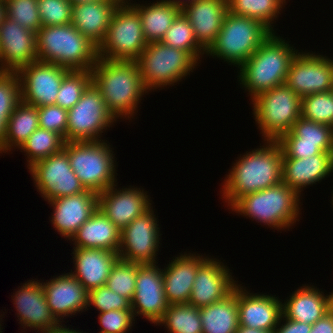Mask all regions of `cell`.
<instances>
[{
	"label": "cell",
	"instance_id": "obj_49",
	"mask_svg": "<svg viewBox=\"0 0 333 333\" xmlns=\"http://www.w3.org/2000/svg\"><path fill=\"white\" fill-rule=\"evenodd\" d=\"M309 333H333V308L312 325Z\"/></svg>",
	"mask_w": 333,
	"mask_h": 333
},
{
	"label": "cell",
	"instance_id": "obj_44",
	"mask_svg": "<svg viewBox=\"0 0 333 333\" xmlns=\"http://www.w3.org/2000/svg\"><path fill=\"white\" fill-rule=\"evenodd\" d=\"M88 307H95L100 313L110 310L131 309V302L113 292L106 285L88 291Z\"/></svg>",
	"mask_w": 333,
	"mask_h": 333
},
{
	"label": "cell",
	"instance_id": "obj_1",
	"mask_svg": "<svg viewBox=\"0 0 333 333\" xmlns=\"http://www.w3.org/2000/svg\"><path fill=\"white\" fill-rule=\"evenodd\" d=\"M260 148L246 152L236 160L223 184L222 198L228 207L240 197L282 182L283 153L276 140H265Z\"/></svg>",
	"mask_w": 333,
	"mask_h": 333
},
{
	"label": "cell",
	"instance_id": "obj_25",
	"mask_svg": "<svg viewBox=\"0 0 333 333\" xmlns=\"http://www.w3.org/2000/svg\"><path fill=\"white\" fill-rule=\"evenodd\" d=\"M228 12L227 0H196L181 9L198 44L207 51L216 40Z\"/></svg>",
	"mask_w": 333,
	"mask_h": 333
},
{
	"label": "cell",
	"instance_id": "obj_17",
	"mask_svg": "<svg viewBox=\"0 0 333 333\" xmlns=\"http://www.w3.org/2000/svg\"><path fill=\"white\" fill-rule=\"evenodd\" d=\"M156 264L138 263L135 293L131 301L134 317L142 315L154 324L169 306L164 293L163 269Z\"/></svg>",
	"mask_w": 333,
	"mask_h": 333
},
{
	"label": "cell",
	"instance_id": "obj_20",
	"mask_svg": "<svg viewBox=\"0 0 333 333\" xmlns=\"http://www.w3.org/2000/svg\"><path fill=\"white\" fill-rule=\"evenodd\" d=\"M116 186L114 183L98 193V208L122 231L135 218L148 211L152 204L143 189L132 186L117 190Z\"/></svg>",
	"mask_w": 333,
	"mask_h": 333
},
{
	"label": "cell",
	"instance_id": "obj_43",
	"mask_svg": "<svg viewBox=\"0 0 333 333\" xmlns=\"http://www.w3.org/2000/svg\"><path fill=\"white\" fill-rule=\"evenodd\" d=\"M37 6L42 26L71 24L70 0H38Z\"/></svg>",
	"mask_w": 333,
	"mask_h": 333
},
{
	"label": "cell",
	"instance_id": "obj_39",
	"mask_svg": "<svg viewBox=\"0 0 333 333\" xmlns=\"http://www.w3.org/2000/svg\"><path fill=\"white\" fill-rule=\"evenodd\" d=\"M301 117L333 127V90L301 98Z\"/></svg>",
	"mask_w": 333,
	"mask_h": 333
},
{
	"label": "cell",
	"instance_id": "obj_15",
	"mask_svg": "<svg viewBox=\"0 0 333 333\" xmlns=\"http://www.w3.org/2000/svg\"><path fill=\"white\" fill-rule=\"evenodd\" d=\"M70 70L53 63L35 61L18 72L21 101L36 107L54 105L63 78Z\"/></svg>",
	"mask_w": 333,
	"mask_h": 333
},
{
	"label": "cell",
	"instance_id": "obj_24",
	"mask_svg": "<svg viewBox=\"0 0 333 333\" xmlns=\"http://www.w3.org/2000/svg\"><path fill=\"white\" fill-rule=\"evenodd\" d=\"M239 325L274 330L282 316V302L275 296L250 293L237 285Z\"/></svg>",
	"mask_w": 333,
	"mask_h": 333
},
{
	"label": "cell",
	"instance_id": "obj_18",
	"mask_svg": "<svg viewBox=\"0 0 333 333\" xmlns=\"http://www.w3.org/2000/svg\"><path fill=\"white\" fill-rule=\"evenodd\" d=\"M37 61V35L4 17L0 24V72H18Z\"/></svg>",
	"mask_w": 333,
	"mask_h": 333
},
{
	"label": "cell",
	"instance_id": "obj_7",
	"mask_svg": "<svg viewBox=\"0 0 333 333\" xmlns=\"http://www.w3.org/2000/svg\"><path fill=\"white\" fill-rule=\"evenodd\" d=\"M104 141H75L64 145L73 172L86 190L96 193L113 186L117 178L112 148Z\"/></svg>",
	"mask_w": 333,
	"mask_h": 333
},
{
	"label": "cell",
	"instance_id": "obj_8",
	"mask_svg": "<svg viewBox=\"0 0 333 333\" xmlns=\"http://www.w3.org/2000/svg\"><path fill=\"white\" fill-rule=\"evenodd\" d=\"M253 114L265 140H277L301 117V97L286 84L252 99Z\"/></svg>",
	"mask_w": 333,
	"mask_h": 333
},
{
	"label": "cell",
	"instance_id": "obj_6",
	"mask_svg": "<svg viewBox=\"0 0 333 333\" xmlns=\"http://www.w3.org/2000/svg\"><path fill=\"white\" fill-rule=\"evenodd\" d=\"M271 33L272 31L260 21L236 16L228 11L216 40L205 54L217 56L239 68Z\"/></svg>",
	"mask_w": 333,
	"mask_h": 333
},
{
	"label": "cell",
	"instance_id": "obj_22",
	"mask_svg": "<svg viewBox=\"0 0 333 333\" xmlns=\"http://www.w3.org/2000/svg\"><path fill=\"white\" fill-rule=\"evenodd\" d=\"M53 206L52 224L65 238L71 239L77 230L98 208V193L86 190L82 193L48 201Z\"/></svg>",
	"mask_w": 333,
	"mask_h": 333
},
{
	"label": "cell",
	"instance_id": "obj_30",
	"mask_svg": "<svg viewBox=\"0 0 333 333\" xmlns=\"http://www.w3.org/2000/svg\"><path fill=\"white\" fill-rule=\"evenodd\" d=\"M332 308L333 292L327 296L313 285H303L282 303V315L290 320L313 325Z\"/></svg>",
	"mask_w": 333,
	"mask_h": 333
},
{
	"label": "cell",
	"instance_id": "obj_4",
	"mask_svg": "<svg viewBox=\"0 0 333 333\" xmlns=\"http://www.w3.org/2000/svg\"><path fill=\"white\" fill-rule=\"evenodd\" d=\"M37 35V61L53 63L70 71L91 70L97 46L72 24L42 26Z\"/></svg>",
	"mask_w": 333,
	"mask_h": 333
},
{
	"label": "cell",
	"instance_id": "obj_10",
	"mask_svg": "<svg viewBox=\"0 0 333 333\" xmlns=\"http://www.w3.org/2000/svg\"><path fill=\"white\" fill-rule=\"evenodd\" d=\"M147 44L138 12L131 5H119L97 47V56L112 61H137Z\"/></svg>",
	"mask_w": 333,
	"mask_h": 333
},
{
	"label": "cell",
	"instance_id": "obj_54",
	"mask_svg": "<svg viewBox=\"0 0 333 333\" xmlns=\"http://www.w3.org/2000/svg\"><path fill=\"white\" fill-rule=\"evenodd\" d=\"M5 14H6L5 2H4V0H0V24L2 23L4 17L6 16Z\"/></svg>",
	"mask_w": 333,
	"mask_h": 333
},
{
	"label": "cell",
	"instance_id": "obj_28",
	"mask_svg": "<svg viewBox=\"0 0 333 333\" xmlns=\"http://www.w3.org/2000/svg\"><path fill=\"white\" fill-rule=\"evenodd\" d=\"M333 172V152L300 159L283 158L282 182L293 189L299 196L303 187L316 184Z\"/></svg>",
	"mask_w": 333,
	"mask_h": 333
},
{
	"label": "cell",
	"instance_id": "obj_56",
	"mask_svg": "<svg viewBox=\"0 0 333 333\" xmlns=\"http://www.w3.org/2000/svg\"><path fill=\"white\" fill-rule=\"evenodd\" d=\"M114 2H116L119 5H129L130 3H128V0H113Z\"/></svg>",
	"mask_w": 333,
	"mask_h": 333
},
{
	"label": "cell",
	"instance_id": "obj_33",
	"mask_svg": "<svg viewBox=\"0 0 333 333\" xmlns=\"http://www.w3.org/2000/svg\"><path fill=\"white\" fill-rule=\"evenodd\" d=\"M202 333H235L239 325L237 286L226 299L199 308Z\"/></svg>",
	"mask_w": 333,
	"mask_h": 333
},
{
	"label": "cell",
	"instance_id": "obj_45",
	"mask_svg": "<svg viewBox=\"0 0 333 333\" xmlns=\"http://www.w3.org/2000/svg\"><path fill=\"white\" fill-rule=\"evenodd\" d=\"M21 102V84L17 72H0V113H12Z\"/></svg>",
	"mask_w": 333,
	"mask_h": 333
},
{
	"label": "cell",
	"instance_id": "obj_53",
	"mask_svg": "<svg viewBox=\"0 0 333 333\" xmlns=\"http://www.w3.org/2000/svg\"><path fill=\"white\" fill-rule=\"evenodd\" d=\"M170 3L176 5L178 8L182 9L190 3L195 2L196 0H168Z\"/></svg>",
	"mask_w": 333,
	"mask_h": 333
},
{
	"label": "cell",
	"instance_id": "obj_3",
	"mask_svg": "<svg viewBox=\"0 0 333 333\" xmlns=\"http://www.w3.org/2000/svg\"><path fill=\"white\" fill-rule=\"evenodd\" d=\"M274 32L242 64L238 79L254 99L259 94L285 84L290 64L298 50Z\"/></svg>",
	"mask_w": 333,
	"mask_h": 333
},
{
	"label": "cell",
	"instance_id": "obj_40",
	"mask_svg": "<svg viewBox=\"0 0 333 333\" xmlns=\"http://www.w3.org/2000/svg\"><path fill=\"white\" fill-rule=\"evenodd\" d=\"M137 268V262L119 258L113 265L105 285L131 302L135 293Z\"/></svg>",
	"mask_w": 333,
	"mask_h": 333
},
{
	"label": "cell",
	"instance_id": "obj_12",
	"mask_svg": "<svg viewBox=\"0 0 333 333\" xmlns=\"http://www.w3.org/2000/svg\"><path fill=\"white\" fill-rule=\"evenodd\" d=\"M28 169L44 200L50 201L86 191L73 172L64 148L34 163Z\"/></svg>",
	"mask_w": 333,
	"mask_h": 333
},
{
	"label": "cell",
	"instance_id": "obj_14",
	"mask_svg": "<svg viewBox=\"0 0 333 333\" xmlns=\"http://www.w3.org/2000/svg\"><path fill=\"white\" fill-rule=\"evenodd\" d=\"M157 223L150 208L128 224L120 233L119 258L140 264L156 263L161 235Z\"/></svg>",
	"mask_w": 333,
	"mask_h": 333
},
{
	"label": "cell",
	"instance_id": "obj_55",
	"mask_svg": "<svg viewBox=\"0 0 333 333\" xmlns=\"http://www.w3.org/2000/svg\"><path fill=\"white\" fill-rule=\"evenodd\" d=\"M72 4L74 3H83V2H91V1H103V0H70Z\"/></svg>",
	"mask_w": 333,
	"mask_h": 333
},
{
	"label": "cell",
	"instance_id": "obj_19",
	"mask_svg": "<svg viewBox=\"0 0 333 333\" xmlns=\"http://www.w3.org/2000/svg\"><path fill=\"white\" fill-rule=\"evenodd\" d=\"M227 266L209 257L198 267L188 304L201 308L220 302L238 285Z\"/></svg>",
	"mask_w": 333,
	"mask_h": 333
},
{
	"label": "cell",
	"instance_id": "obj_27",
	"mask_svg": "<svg viewBox=\"0 0 333 333\" xmlns=\"http://www.w3.org/2000/svg\"><path fill=\"white\" fill-rule=\"evenodd\" d=\"M76 268L70 272L87 291L104 286L111 269L119 259L117 252L98 248H73Z\"/></svg>",
	"mask_w": 333,
	"mask_h": 333
},
{
	"label": "cell",
	"instance_id": "obj_5",
	"mask_svg": "<svg viewBox=\"0 0 333 333\" xmlns=\"http://www.w3.org/2000/svg\"><path fill=\"white\" fill-rule=\"evenodd\" d=\"M299 200L300 196L281 182L240 197L230 208L271 228L289 229L300 215Z\"/></svg>",
	"mask_w": 333,
	"mask_h": 333
},
{
	"label": "cell",
	"instance_id": "obj_31",
	"mask_svg": "<svg viewBox=\"0 0 333 333\" xmlns=\"http://www.w3.org/2000/svg\"><path fill=\"white\" fill-rule=\"evenodd\" d=\"M121 231L97 208L77 230L71 240L73 248H98L117 252L120 248Z\"/></svg>",
	"mask_w": 333,
	"mask_h": 333
},
{
	"label": "cell",
	"instance_id": "obj_34",
	"mask_svg": "<svg viewBox=\"0 0 333 333\" xmlns=\"http://www.w3.org/2000/svg\"><path fill=\"white\" fill-rule=\"evenodd\" d=\"M38 127V107L21 101L7 120L0 153L11 151L13 147L20 148Z\"/></svg>",
	"mask_w": 333,
	"mask_h": 333
},
{
	"label": "cell",
	"instance_id": "obj_47",
	"mask_svg": "<svg viewBox=\"0 0 333 333\" xmlns=\"http://www.w3.org/2000/svg\"><path fill=\"white\" fill-rule=\"evenodd\" d=\"M98 318L102 326L99 333H126L135 321L132 309L102 312Z\"/></svg>",
	"mask_w": 333,
	"mask_h": 333
},
{
	"label": "cell",
	"instance_id": "obj_21",
	"mask_svg": "<svg viewBox=\"0 0 333 333\" xmlns=\"http://www.w3.org/2000/svg\"><path fill=\"white\" fill-rule=\"evenodd\" d=\"M29 281L16 291L12 297L13 304L16 305L17 317L24 329L26 327L34 328V331L40 330V333H44L54 328L59 321L47 305L42 282Z\"/></svg>",
	"mask_w": 333,
	"mask_h": 333
},
{
	"label": "cell",
	"instance_id": "obj_16",
	"mask_svg": "<svg viewBox=\"0 0 333 333\" xmlns=\"http://www.w3.org/2000/svg\"><path fill=\"white\" fill-rule=\"evenodd\" d=\"M276 141L282 149V158L305 159L333 152V127L300 117L290 131Z\"/></svg>",
	"mask_w": 333,
	"mask_h": 333
},
{
	"label": "cell",
	"instance_id": "obj_36",
	"mask_svg": "<svg viewBox=\"0 0 333 333\" xmlns=\"http://www.w3.org/2000/svg\"><path fill=\"white\" fill-rule=\"evenodd\" d=\"M65 139L56 132L38 127L20 146L28 157V168L34 163L59 152L64 148Z\"/></svg>",
	"mask_w": 333,
	"mask_h": 333
},
{
	"label": "cell",
	"instance_id": "obj_50",
	"mask_svg": "<svg viewBox=\"0 0 333 333\" xmlns=\"http://www.w3.org/2000/svg\"><path fill=\"white\" fill-rule=\"evenodd\" d=\"M12 113H0V145L3 143L6 133V123Z\"/></svg>",
	"mask_w": 333,
	"mask_h": 333
},
{
	"label": "cell",
	"instance_id": "obj_52",
	"mask_svg": "<svg viewBox=\"0 0 333 333\" xmlns=\"http://www.w3.org/2000/svg\"><path fill=\"white\" fill-rule=\"evenodd\" d=\"M61 323L62 322H59L54 328H51L44 333H82V332H78L77 330H73V328L69 329V327L67 328L65 325L63 326Z\"/></svg>",
	"mask_w": 333,
	"mask_h": 333
},
{
	"label": "cell",
	"instance_id": "obj_46",
	"mask_svg": "<svg viewBox=\"0 0 333 333\" xmlns=\"http://www.w3.org/2000/svg\"><path fill=\"white\" fill-rule=\"evenodd\" d=\"M67 117L68 110L58 105L38 107L39 127L56 132L67 142Z\"/></svg>",
	"mask_w": 333,
	"mask_h": 333
},
{
	"label": "cell",
	"instance_id": "obj_2",
	"mask_svg": "<svg viewBox=\"0 0 333 333\" xmlns=\"http://www.w3.org/2000/svg\"><path fill=\"white\" fill-rule=\"evenodd\" d=\"M91 74L92 82L115 118L125 116L129 119L134 116L140 98L148 93L136 61L98 58Z\"/></svg>",
	"mask_w": 333,
	"mask_h": 333
},
{
	"label": "cell",
	"instance_id": "obj_11",
	"mask_svg": "<svg viewBox=\"0 0 333 333\" xmlns=\"http://www.w3.org/2000/svg\"><path fill=\"white\" fill-rule=\"evenodd\" d=\"M116 121L100 90L91 82L80 100L68 110L67 142L102 140L99 138L103 131Z\"/></svg>",
	"mask_w": 333,
	"mask_h": 333
},
{
	"label": "cell",
	"instance_id": "obj_29",
	"mask_svg": "<svg viewBox=\"0 0 333 333\" xmlns=\"http://www.w3.org/2000/svg\"><path fill=\"white\" fill-rule=\"evenodd\" d=\"M118 6L113 0L74 3L71 24L98 47Z\"/></svg>",
	"mask_w": 333,
	"mask_h": 333
},
{
	"label": "cell",
	"instance_id": "obj_9",
	"mask_svg": "<svg viewBox=\"0 0 333 333\" xmlns=\"http://www.w3.org/2000/svg\"><path fill=\"white\" fill-rule=\"evenodd\" d=\"M136 62L148 91L174 85L190 75L198 63L187 51L169 47L161 41L149 42Z\"/></svg>",
	"mask_w": 333,
	"mask_h": 333
},
{
	"label": "cell",
	"instance_id": "obj_32",
	"mask_svg": "<svg viewBox=\"0 0 333 333\" xmlns=\"http://www.w3.org/2000/svg\"><path fill=\"white\" fill-rule=\"evenodd\" d=\"M130 5L141 18L143 34L147 43L161 41L173 21L181 13V9L168 0L156 1L151 5H135L130 2Z\"/></svg>",
	"mask_w": 333,
	"mask_h": 333
},
{
	"label": "cell",
	"instance_id": "obj_23",
	"mask_svg": "<svg viewBox=\"0 0 333 333\" xmlns=\"http://www.w3.org/2000/svg\"><path fill=\"white\" fill-rule=\"evenodd\" d=\"M42 286L47 305L59 322L88 307V291L70 272L42 282Z\"/></svg>",
	"mask_w": 333,
	"mask_h": 333
},
{
	"label": "cell",
	"instance_id": "obj_42",
	"mask_svg": "<svg viewBox=\"0 0 333 333\" xmlns=\"http://www.w3.org/2000/svg\"><path fill=\"white\" fill-rule=\"evenodd\" d=\"M38 0H4L6 17L33 32L42 27Z\"/></svg>",
	"mask_w": 333,
	"mask_h": 333
},
{
	"label": "cell",
	"instance_id": "obj_13",
	"mask_svg": "<svg viewBox=\"0 0 333 333\" xmlns=\"http://www.w3.org/2000/svg\"><path fill=\"white\" fill-rule=\"evenodd\" d=\"M285 84L301 98L333 90V60L313 52H298L293 58Z\"/></svg>",
	"mask_w": 333,
	"mask_h": 333
},
{
	"label": "cell",
	"instance_id": "obj_35",
	"mask_svg": "<svg viewBox=\"0 0 333 333\" xmlns=\"http://www.w3.org/2000/svg\"><path fill=\"white\" fill-rule=\"evenodd\" d=\"M286 0H227L228 11L263 23L272 32L273 24ZM273 21V22H272Z\"/></svg>",
	"mask_w": 333,
	"mask_h": 333
},
{
	"label": "cell",
	"instance_id": "obj_26",
	"mask_svg": "<svg viewBox=\"0 0 333 333\" xmlns=\"http://www.w3.org/2000/svg\"><path fill=\"white\" fill-rule=\"evenodd\" d=\"M197 255L185 252L163 269L164 293L169 305L188 304L198 267L207 259Z\"/></svg>",
	"mask_w": 333,
	"mask_h": 333
},
{
	"label": "cell",
	"instance_id": "obj_37",
	"mask_svg": "<svg viewBox=\"0 0 333 333\" xmlns=\"http://www.w3.org/2000/svg\"><path fill=\"white\" fill-rule=\"evenodd\" d=\"M156 324H163L170 333H202L199 308L190 304L169 305Z\"/></svg>",
	"mask_w": 333,
	"mask_h": 333
},
{
	"label": "cell",
	"instance_id": "obj_41",
	"mask_svg": "<svg viewBox=\"0 0 333 333\" xmlns=\"http://www.w3.org/2000/svg\"><path fill=\"white\" fill-rule=\"evenodd\" d=\"M92 82L91 70L70 71L60 85L55 105L70 110Z\"/></svg>",
	"mask_w": 333,
	"mask_h": 333
},
{
	"label": "cell",
	"instance_id": "obj_51",
	"mask_svg": "<svg viewBox=\"0 0 333 333\" xmlns=\"http://www.w3.org/2000/svg\"><path fill=\"white\" fill-rule=\"evenodd\" d=\"M235 333H274V330L254 329L248 326L238 325Z\"/></svg>",
	"mask_w": 333,
	"mask_h": 333
},
{
	"label": "cell",
	"instance_id": "obj_38",
	"mask_svg": "<svg viewBox=\"0 0 333 333\" xmlns=\"http://www.w3.org/2000/svg\"><path fill=\"white\" fill-rule=\"evenodd\" d=\"M169 47L187 51L196 61L206 51L198 44L191 23L180 13L161 40ZM203 51V52H202Z\"/></svg>",
	"mask_w": 333,
	"mask_h": 333
},
{
	"label": "cell",
	"instance_id": "obj_48",
	"mask_svg": "<svg viewBox=\"0 0 333 333\" xmlns=\"http://www.w3.org/2000/svg\"><path fill=\"white\" fill-rule=\"evenodd\" d=\"M282 319L283 322L285 320V323H283L284 325L282 324V326L280 327ZM311 328V324L290 320L288 318L284 319V316L282 315L277 327L274 329V333H309L311 331Z\"/></svg>",
	"mask_w": 333,
	"mask_h": 333
}]
</instances>
